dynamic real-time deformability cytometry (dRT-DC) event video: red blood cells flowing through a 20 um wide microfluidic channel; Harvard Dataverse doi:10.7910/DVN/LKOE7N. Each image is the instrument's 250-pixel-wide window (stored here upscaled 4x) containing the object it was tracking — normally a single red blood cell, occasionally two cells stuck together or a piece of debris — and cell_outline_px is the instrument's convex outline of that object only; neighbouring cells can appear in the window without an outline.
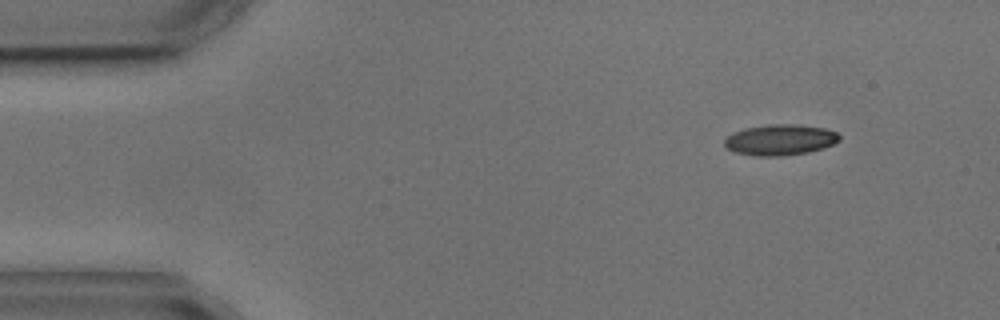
{"species": "common noctule bat (a hibernating species)", "species_latin": "Nyctalus noctula", "temperature_condition": "cold", "stored_images_in_passage": 4, "camera_frame_rate_fps": 3000, "um_per_image_px": 0.085, "animal": {"sex": "male", "body_mass_g": 17.9, "forearm_length_mm": 54.2}, "frame": {"image": 1, "passage_image": 1, "time_ms": 0.0, "image_size_px": [1000, 320], "cell_outline_px": [[840, 140], [824, 148], [808, 152], [780, 156], [756, 156], [736, 152], [728, 148], [724, 144], [724, 140], [732, 132], [744, 128], [768, 124], [800, 124], [824, 128], [836, 132], [840, 136]], "centroid_in_image_um": [66.31, 11.87], "position_along_channel_um": 18.7, "area_um2": 20.69}}
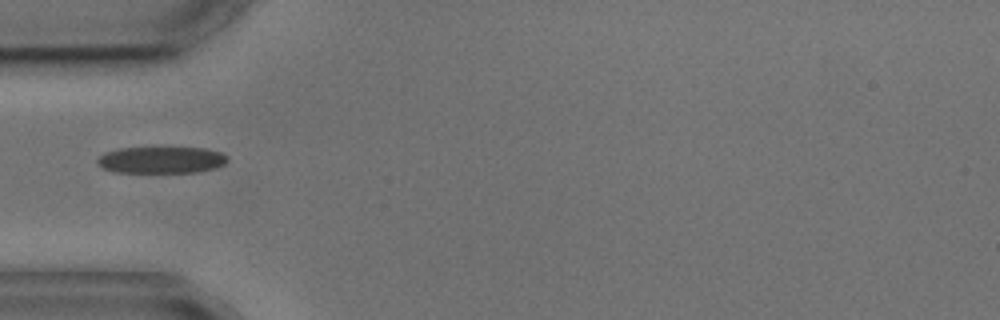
{"frame": {"image": 2, "passage_image": 4, "time_ms": 3.667, "image_size_px": [1000, 320], "cell_outline_px": [[228, 160], [224, 164], [212, 168], [196, 172], [112, 172], [96, 164], [96, 160], [104, 152], [116, 148], [204, 148], [220, 152], [228, 156]], "centroid_in_image_um": [13.66, 13.59], "position_along_channel_um": 71.3, "area_um2": 20.17}}